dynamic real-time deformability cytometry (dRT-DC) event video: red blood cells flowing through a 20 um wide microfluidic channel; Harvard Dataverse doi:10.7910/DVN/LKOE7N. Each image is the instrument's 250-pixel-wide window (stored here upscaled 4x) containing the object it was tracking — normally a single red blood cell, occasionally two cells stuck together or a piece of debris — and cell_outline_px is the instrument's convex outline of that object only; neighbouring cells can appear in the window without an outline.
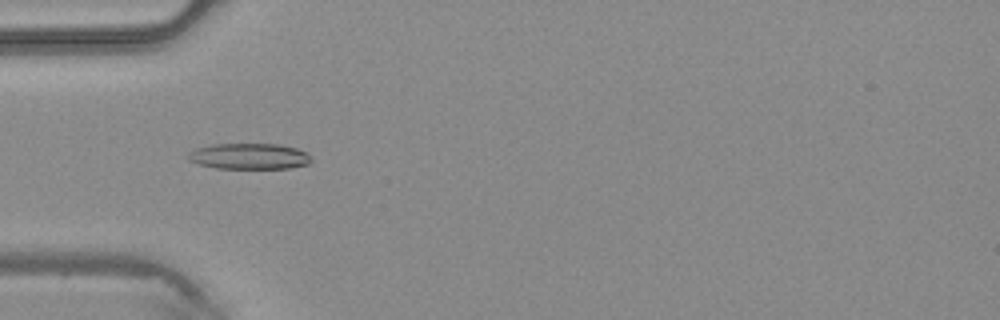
{"species": "common noctule bat (a hibernating species)", "species_latin": "Nyctalus noctula", "temperature_condition": "warm", "stored_images_in_passage": 43, "camera_frame_rate_fps": 3000, "um_per_image_px": 0.085, "animal": {"sex": "male", "body_mass_g": 20.4}, "frame": {"image": 1, "passage_image": 14, "time_ms": 4.333, "image_size_px": [1000, 320], "cell_outline_px": [[312, 160], [308, 164], [288, 168], [216, 168], [200, 164], [188, 160], [188, 152], [196, 148], [212, 144], [280, 144], [296, 148], [308, 152]], "centroid_in_image_um": [21.2, 13.27], "position_along_channel_um": 63.8, "area_um2": 18.61}}
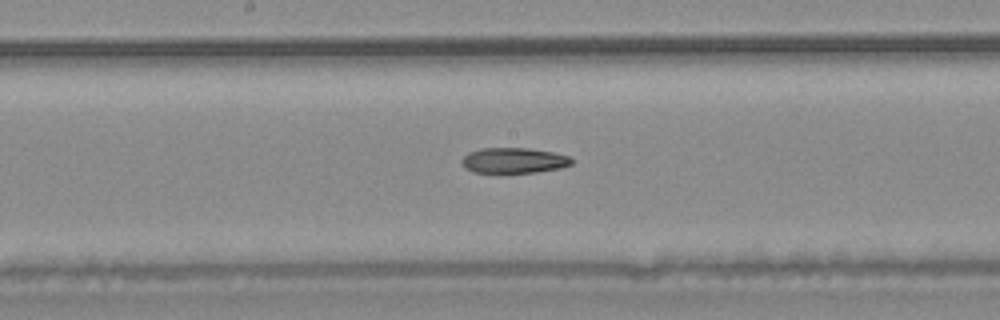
{"frame": {"image": 2, "passage_image": 23, "time_ms": 7.333, "image_size_px": [1000, 320], "cell_outline_px": [[572, 164], [560, 168], [536, 172], [504, 176], [472, 172], [464, 168], [460, 164], [460, 160], [468, 152], [480, 148], [528, 148], [552, 152], [572, 156]], "centroid_in_image_um": [43.6, 13.69], "position_along_channel_um": 204.6, "area_um2": 17.34}}
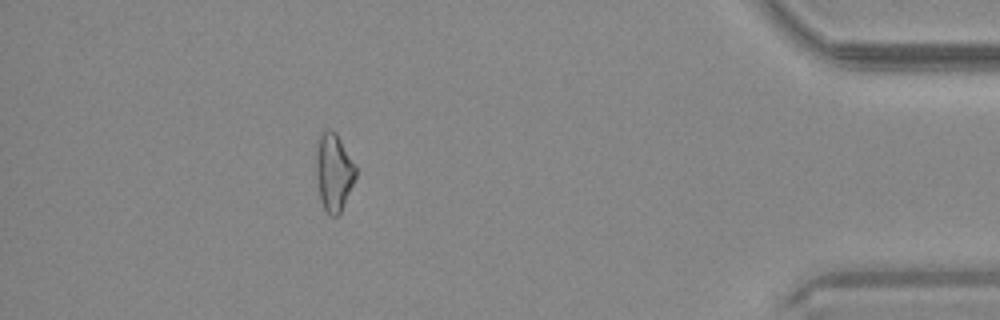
{"frame": {"image": 3, "passage_image": 39, "time_ms": 12.667, "image_size_px": [1000, 320], "cell_outline_px": [[356, 176], [340, 212], [336, 216], [328, 216], [320, 200], [316, 176], [316, 144], [320, 136], [328, 128], [336, 132], [356, 164]], "centroid_in_image_um": [28.36, 14.61], "position_along_channel_um": 406.8, "area_um2": 17.98}}